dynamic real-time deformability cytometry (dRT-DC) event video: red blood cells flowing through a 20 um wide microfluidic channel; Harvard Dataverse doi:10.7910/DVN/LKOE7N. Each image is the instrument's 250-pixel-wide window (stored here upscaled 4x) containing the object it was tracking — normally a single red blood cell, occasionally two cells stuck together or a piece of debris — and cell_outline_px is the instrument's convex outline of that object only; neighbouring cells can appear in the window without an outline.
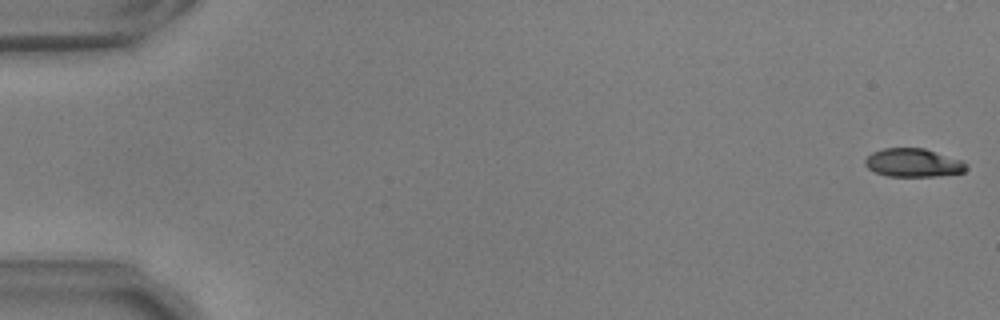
{"species": "common noctule bat (a hibernating species)", "species_latin": "Nyctalus noctula", "temperature_condition": "warm", "stored_images_in_passage": 55, "camera_frame_rate_fps": 3000, "um_per_image_px": 0.085, "animal": {"sex": "male", "body_mass_g": 17.9, "forearm_length_mm": 54.2}, "frame": {"image": 1, "passage_image": 1, "time_ms": 0.0, "image_size_px": [1000, 320], "cell_outline_px": [[968, 168], [964, 172], [940, 176], [888, 176], [876, 172], [868, 168], [864, 164], [864, 160], [872, 152], [884, 148], [924, 148], [964, 160], [968, 164]], "centroid_in_image_um": [77.67, 13.83], "position_along_channel_um": 7.3, "area_um2": 16.94}}
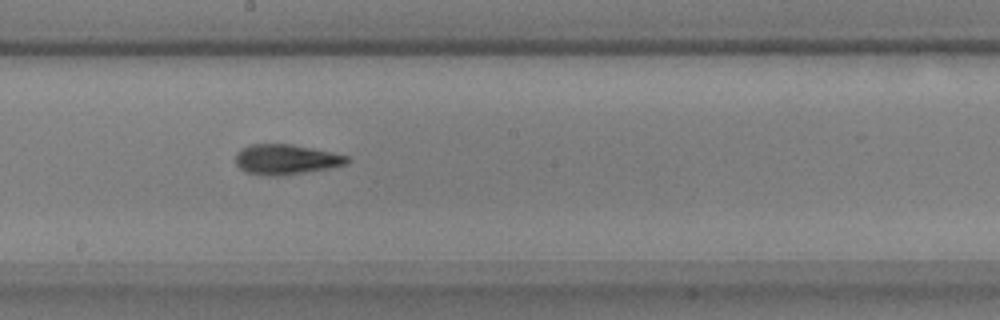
{"frame": {"image": 2, "passage_image": 31, "time_ms": 10.0, "image_size_px": [1000, 320], "cell_outline_px": [[348, 160], [344, 164], [328, 168], [284, 176], [268, 176], [244, 172], [236, 164], [236, 152], [240, 148], [252, 144], [292, 144], [332, 152], [348, 156]], "centroid_in_image_um": [24.25, 13.55], "position_along_channel_um": 224.0, "area_um2": 19.59}}
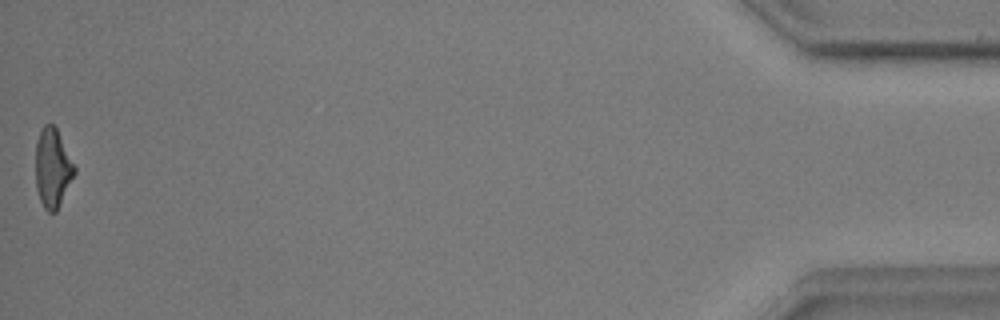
{"frame": {"image": 3, "passage_image": 55, "time_ms": 18.0, "image_size_px": [1000, 320], "cell_outline_px": [[76, 172], [56, 212], [48, 212], [44, 208], [40, 200], [36, 188], [36, 144], [40, 132], [44, 124], [52, 124], [56, 128], [76, 168]], "centroid_in_image_um": [4.47, 14.3], "position_along_channel_um": 430.7, "area_um2": 17.69}, "authors_computed_cell_mechanics": {"area_um2": 18.6116, "velocity_mm_per_s": 3.7134, "shape_relaxation_time_tau1_ms": 4.0331, "shape_relaxation_time_tau2_ms": 2.8088, "deformation_change_tau1": 0.1621, "deformation_change_tau2": 0.1153}}